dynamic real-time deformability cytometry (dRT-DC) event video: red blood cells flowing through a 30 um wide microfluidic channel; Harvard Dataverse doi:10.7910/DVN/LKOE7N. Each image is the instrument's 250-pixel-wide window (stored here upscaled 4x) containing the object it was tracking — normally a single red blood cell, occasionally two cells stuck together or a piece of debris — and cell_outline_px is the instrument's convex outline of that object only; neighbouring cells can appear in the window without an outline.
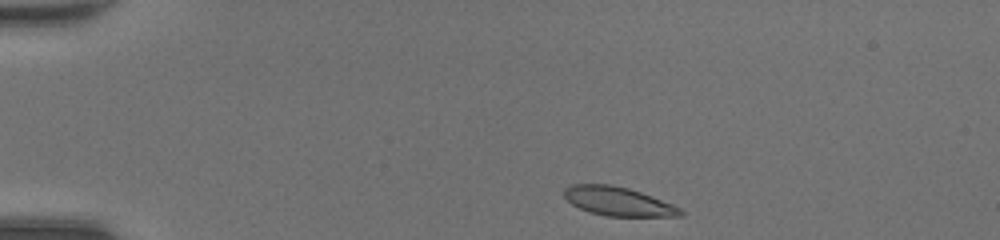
{"species": "common noctule bat (a hibernating species)", "species_latin": "Nyctalus noctula", "temperature_condition": "room temperature", "stored_images_in_passage": 39, "camera_frame_rate_fps": 3000, "um_per_image_px": 0.085, "animal": {"sex": "female", "body_mass_g": 20.0, "forearm_length_mm": 54.0}, "frame": {"image": 1, "passage_image": 1, "time_ms": 0.0, "image_size_px": [1000, 240], "cell_outline_px": [[684, 216], [604, 216], [588, 212], [572, 204], [564, 196], [564, 188], [572, 184], [612, 184], [628, 188], [640, 192], [672, 204], [680, 208], [684, 212]], "centroid_in_image_um": [52.52, 17.12], "position_along_channel_um": 32.5, "area_um2": 19.54}}
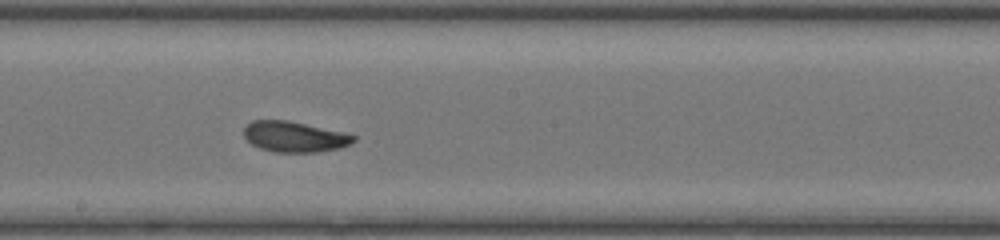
{"frame": {"image": 2, "passage_image": 19, "time_ms": 6.0, "image_size_px": [1000, 240], "cell_outline_px": [[356, 140], [340, 148], [316, 152], [276, 152], [260, 148], [252, 144], [244, 136], [244, 128], [252, 120], [288, 120], [344, 132], [356, 136]], "centroid_in_image_um": [25.03, 11.61], "position_along_channel_um": 223.2, "area_um2": 19.48}}
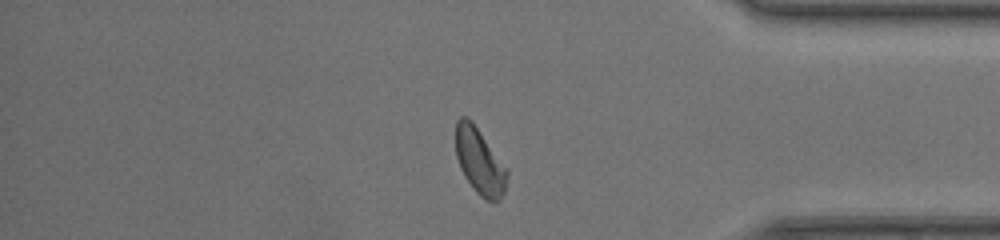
{"frame": {"image": 3, "passage_image": 32, "time_ms": 10.333, "image_size_px": [1000, 240], "cell_outline_px": [[508, 172], [504, 192], [500, 200], [484, 200], [472, 188], [464, 176], [460, 168], [456, 156], [456, 120], [460, 116], [468, 116], [472, 120], [508, 168]], "centroid_in_image_um": [40.77, 13.69], "position_along_channel_um": 394.4, "area_um2": 20.06}, "authors_computed_cell_mechanics": {"area_um2": 19.8254, "velocity_mm_per_s": 4.3874, "shape_relaxation_time_tau1_ms": 4.3817, "shape_relaxation_time_tau2_ms": 1.7061, "deformation_change_tau1": 0.143, "deformation_change_tau2": 0.0621}}